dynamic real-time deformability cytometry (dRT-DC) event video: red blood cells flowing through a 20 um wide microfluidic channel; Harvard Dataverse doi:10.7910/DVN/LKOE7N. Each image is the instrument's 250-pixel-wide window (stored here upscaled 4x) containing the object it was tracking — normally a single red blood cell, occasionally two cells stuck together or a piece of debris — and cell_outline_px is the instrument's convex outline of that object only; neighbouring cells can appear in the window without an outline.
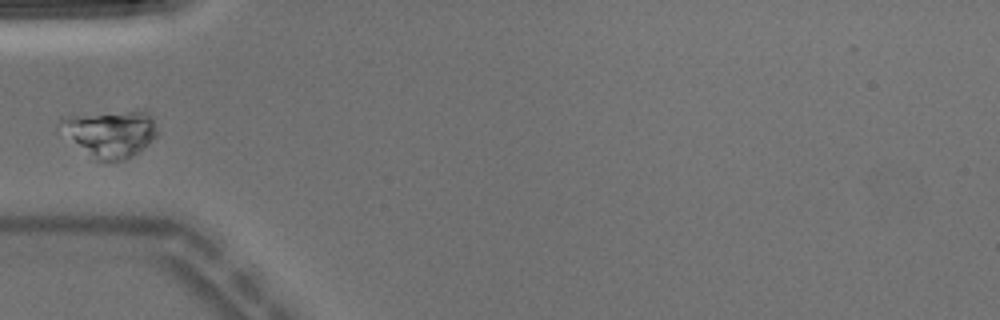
{"species": "Egyptian fruit bat (a non-hibernating species)", "species_latin": "Rousettus aegyptiacus", "temperature_condition": "warm", "stored_images_in_passage": 5, "camera_frame_rate_fps": 3000, "um_per_image_px": 0.085, "animal": {"sex": "male"}, "frame": {"image": 1, "passage_image": 5, "time_ms": 1.333, "image_size_px": [1000, 320], "cell_outline_px": [[156, 136], [144, 148], [124, 160], [100, 160], [56, 128], [56, 124], [60, 120], [68, 116], [136, 108], [144, 108], [152, 120], [156, 132]], "centroid_in_image_um": [9.39, 11.26], "position_along_channel_um": 75.6, "area_um2": 26.24}}